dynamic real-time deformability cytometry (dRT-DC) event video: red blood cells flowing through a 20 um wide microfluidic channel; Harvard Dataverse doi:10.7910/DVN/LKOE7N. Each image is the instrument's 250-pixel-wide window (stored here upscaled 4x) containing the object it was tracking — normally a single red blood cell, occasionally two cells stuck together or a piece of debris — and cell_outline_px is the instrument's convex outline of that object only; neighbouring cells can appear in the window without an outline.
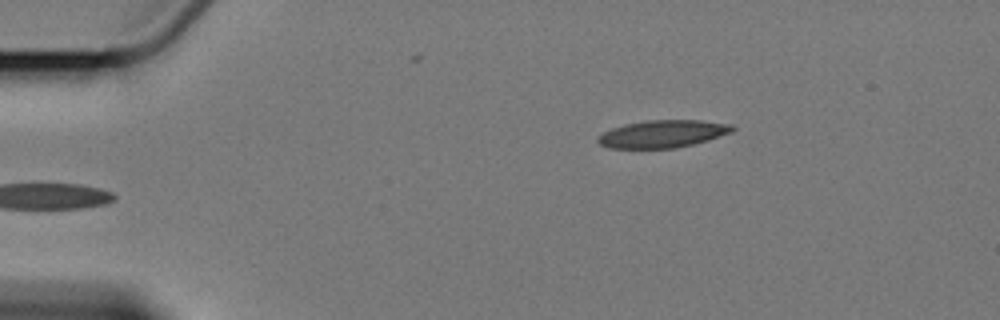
{"species": "Egyptian fruit bat (a non-hibernating species)", "species_latin": "Rousettus aegyptiacus", "temperature_condition": "cold", "stored_images_in_passage": 4, "camera_frame_rate_fps": 3000, "um_per_image_px": 0.085, "animal": {"sex": "female"}, "frame": {"image": 1, "passage_image": 4, "time_ms": 3.333, "image_size_px": [1000, 320], "cell_outline_px": [[736, 128], [732, 132], [708, 140], [676, 148], [608, 148], [600, 144], [596, 140], [604, 132], [612, 128], [624, 124], [648, 120], [700, 120], [732, 124]], "centroid_in_image_um": [56.35, 11.37], "position_along_channel_um": 28.6, "area_um2": 21.5}}